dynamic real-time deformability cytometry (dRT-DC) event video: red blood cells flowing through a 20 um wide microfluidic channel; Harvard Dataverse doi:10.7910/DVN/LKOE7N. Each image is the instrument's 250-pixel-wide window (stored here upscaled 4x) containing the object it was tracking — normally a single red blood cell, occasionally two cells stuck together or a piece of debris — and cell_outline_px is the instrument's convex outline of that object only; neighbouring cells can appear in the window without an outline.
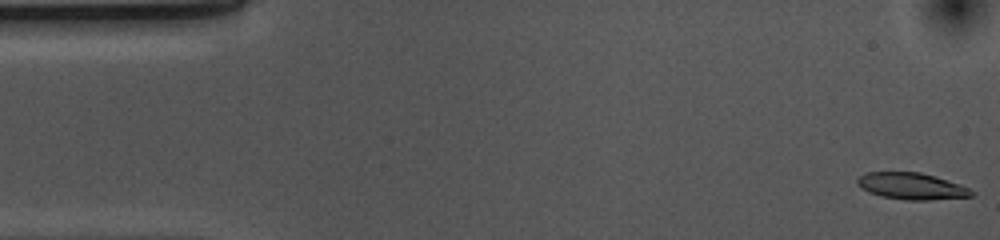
{"species": "common noctule bat (a hibernating species)", "species_latin": "Nyctalus noctula", "temperature_condition": "cold", "stored_images_in_passage": 53, "camera_frame_rate_fps": 3000, "um_per_image_px": 0.085, "animal": {"sex": "female", "body_mass_g": 10.0, "forearm_length_mm": 53.1}, "frame": {"image": 1, "passage_image": 1, "time_ms": 0.0, "image_size_px": [1000, 240], "cell_outline_px": [[976, 192], [972, 196], [928, 200], [904, 200], [880, 196], [868, 192], [860, 188], [856, 184], [856, 180], [860, 176], [868, 172], [920, 172], [936, 176], [960, 184]], "centroid_in_image_um": [77.47, 15.82], "position_along_channel_um": 7.5, "area_um2": 17.86}}
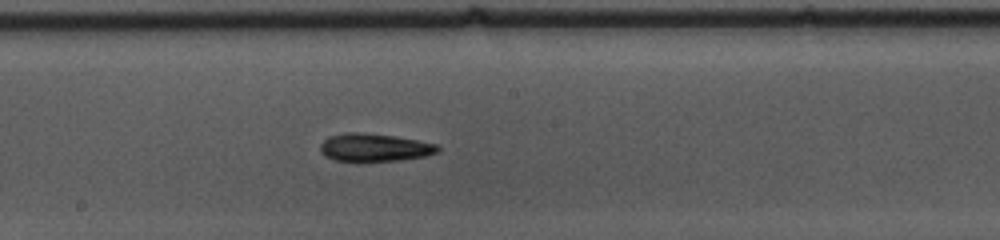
{"frame": {"image": 2, "passage_image": 27, "time_ms": 8.667, "image_size_px": [1000, 240], "cell_outline_px": [[440, 148], [436, 152], [424, 156], [400, 160], [360, 164], [356, 164], [332, 160], [324, 156], [320, 152], [320, 144], [328, 136], [344, 132], [360, 132], [392, 136], [440, 144]], "centroid_in_image_um": [31.74, 12.58], "position_along_channel_um": 216.5, "area_um2": 19.94}}
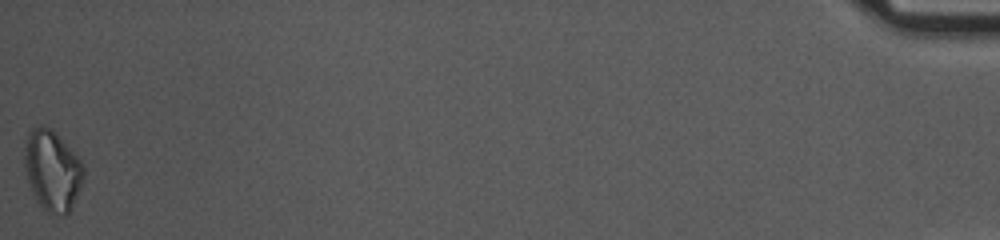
{"frame": {"image": 3, "passage_image": 53, "time_ms": 17.333, "image_size_px": [1000, 240], "cell_outline_px": [[84, 180], [72, 208], [64, 216], [52, 216], [40, 204], [28, 180], [24, 164], [24, 140], [28, 132], [32, 128], [40, 124], [56, 132], [84, 164]], "centroid_in_image_um": [4.46, 14.47], "position_along_channel_um": 430.7, "area_um2": 27.92}, "authors_computed_cell_mechanics": {"area_um2": 18.6116, "velocity_mm_per_s": 3.6917, "shape_relaxation_time_tau1_ms": 2.9433, "shape_relaxation_time_tau2_ms": null, "deformation_change_tau1": 0.1649, "deformation_change_tau2": null}}